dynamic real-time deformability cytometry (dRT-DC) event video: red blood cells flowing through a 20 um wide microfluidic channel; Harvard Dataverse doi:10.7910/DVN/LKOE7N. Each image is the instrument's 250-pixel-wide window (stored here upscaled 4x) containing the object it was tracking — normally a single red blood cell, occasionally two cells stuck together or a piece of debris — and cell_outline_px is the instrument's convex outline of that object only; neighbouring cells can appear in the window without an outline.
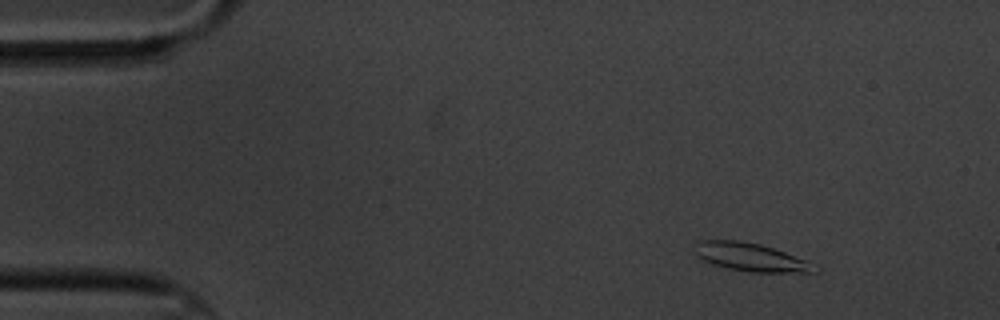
{"species": "common noctule bat (a hibernating species)", "species_latin": "Nyctalus noctula", "temperature_condition": "cold", "stored_images_in_passage": 7, "camera_frame_rate_fps": 3000, "um_per_image_px": 0.085, "animal": {"sex": "male", "body_mass_g": 20.1, "forearm_length_mm": 53.5}, "frame": {"image": 1, "passage_image": 2, "time_ms": 1.333, "image_size_px": [1000, 320], "cell_outline_px": [[820, 268], [816, 272], [748, 272], [728, 268], [712, 264], [696, 256], [692, 252], [692, 244], [696, 240], [740, 240], [760, 244], [808, 260]], "centroid_in_image_um": [63.74, 21.84], "position_along_channel_um": 21.3, "area_um2": 20.06}}
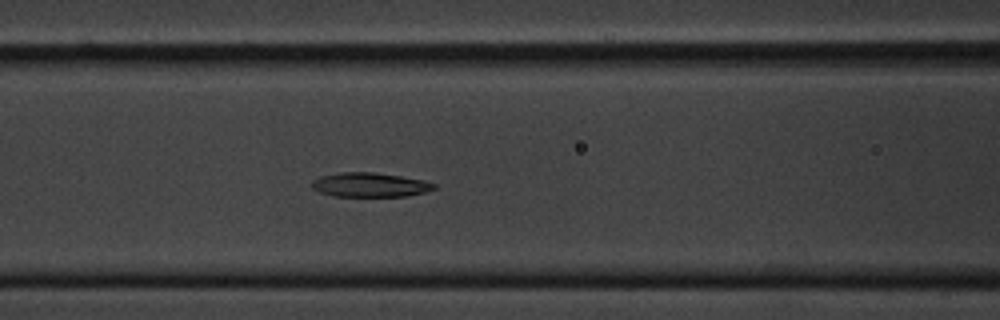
{"frame": {"image": 2, "passage_image": 7, "time_ms": 7.0, "image_size_px": [1000, 320], "cell_outline_px": [[436, 188], [424, 192], [408, 196], [332, 196], [320, 192], [312, 188], [308, 184], [312, 180], [320, 176], [340, 172], [372, 172], [400, 176], [424, 180], [436, 184]], "centroid_in_image_um": [31.4, 15.71], "position_along_channel_um": 135.2, "area_um2": 17.4}}